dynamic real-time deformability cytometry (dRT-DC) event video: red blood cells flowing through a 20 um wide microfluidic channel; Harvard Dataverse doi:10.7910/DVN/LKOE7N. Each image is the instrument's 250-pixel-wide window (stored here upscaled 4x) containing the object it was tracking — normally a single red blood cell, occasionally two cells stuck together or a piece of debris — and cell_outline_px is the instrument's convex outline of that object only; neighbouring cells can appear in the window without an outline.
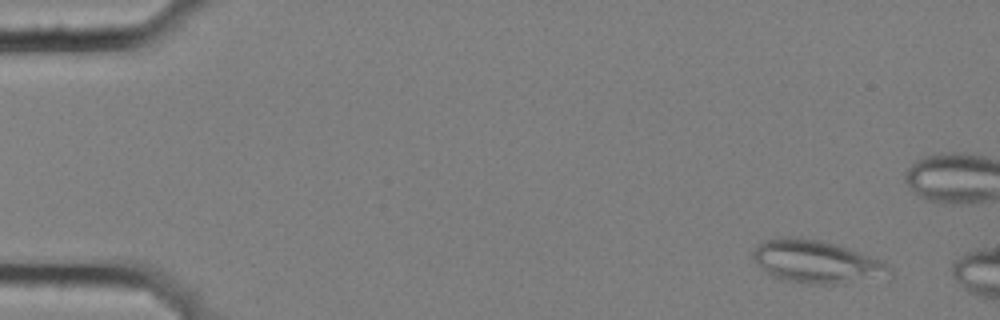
{"species": "common noctule bat (a hibernating species)", "species_latin": "Nyctalus noctula", "temperature_condition": "cold", "stored_images_in_passage": 3, "camera_frame_rate_fps": 3000, "um_per_image_px": 0.085, "animal": {"sex": "female", "body_mass_g": 25.1}, "frame": {"image": 1, "passage_image": 1, "time_ms": 0.0, "image_size_px": [1000, 320], "cell_outline_px": [[892, 276], [844, 284], [808, 284], [780, 280], [772, 276], [760, 268], [752, 256], [752, 252], [764, 240], [788, 236], [800, 236], [820, 240], [836, 244], [884, 260], [892, 268]], "centroid_in_image_um": [69.45, 22.26], "position_along_channel_um": 15.5, "area_um2": 34.74}}